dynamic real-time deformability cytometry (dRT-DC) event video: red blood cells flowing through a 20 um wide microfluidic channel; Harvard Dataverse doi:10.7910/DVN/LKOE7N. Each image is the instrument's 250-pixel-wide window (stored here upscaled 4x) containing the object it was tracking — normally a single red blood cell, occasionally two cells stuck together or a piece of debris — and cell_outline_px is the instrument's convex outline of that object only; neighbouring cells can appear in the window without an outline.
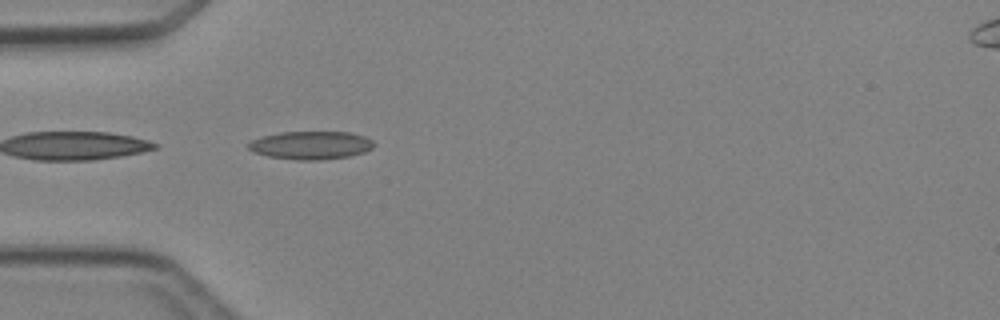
{"species": "Egyptian fruit bat (a non-hibernating species)", "species_latin": "Rousettus aegyptiacus", "temperature_condition": "cold", "stored_images_in_passage": 4, "camera_frame_rate_fps": 3000, "um_per_image_px": 0.085, "animal": {"sex": "female"}, "frame": {"image": 1, "passage_image": 4, "time_ms": 3.667, "image_size_px": [1000, 320], "cell_outline_px": [[376, 144], [372, 148], [364, 152], [348, 156], [320, 160], [300, 160], [268, 156], [256, 152], [248, 148], [248, 144], [252, 140], [264, 136], [280, 132], [352, 132], [364, 136], [372, 140]], "centroid_in_image_um": [26.47, 12.34], "position_along_channel_um": 58.5, "area_um2": 20.4}}